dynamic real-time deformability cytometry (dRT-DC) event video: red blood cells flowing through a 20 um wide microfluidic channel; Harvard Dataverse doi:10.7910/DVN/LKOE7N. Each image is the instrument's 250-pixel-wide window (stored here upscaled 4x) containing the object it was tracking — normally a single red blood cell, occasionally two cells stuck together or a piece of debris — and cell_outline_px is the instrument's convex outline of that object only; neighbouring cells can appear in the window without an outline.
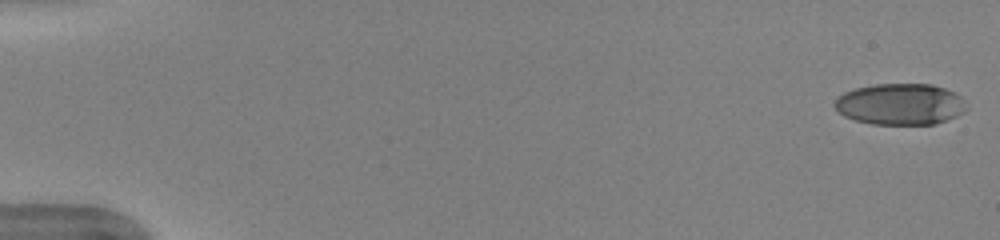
{"species": "human", "species_latin": "Homo sapiens", "temperature_condition": "warm", "stored_images_in_passage": 51, "camera_frame_rate_fps": 3000, "um_per_image_px": 0.085, "donor": {"sex": "female"}, "frame": {"image": 1, "passage_image": 1, "time_ms": 0.0, "image_size_px": [1000, 240], "cell_outline_px": [[968, 108], [964, 112], [956, 116], [936, 124], [872, 124], [856, 120], [844, 116], [832, 104], [844, 92], [856, 88], [876, 84], [932, 84], [944, 88], [960, 96], [964, 100]], "centroid_in_image_um": [76.54, 8.86], "position_along_channel_um": 8.5, "area_um2": 31.67}}
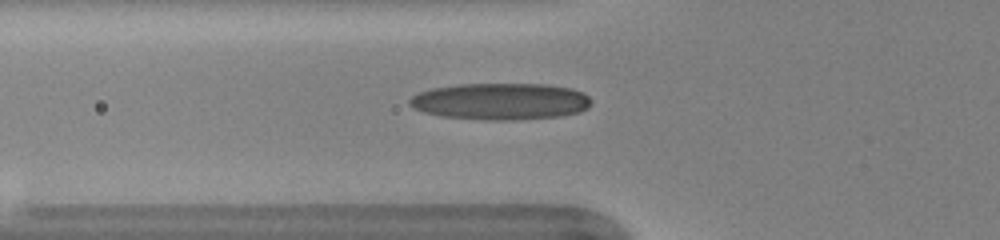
{"frame": {"image": 2, "passage_image": 19, "time_ms": 6.0, "image_size_px": [1000, 240], "cell_outline_px": [[592, 104], [588, 108], [580, 112], [560, 116], [512, 120], [484, 120], [440, 116], [424, 112], [412, 108], [408, 104], [408, 100], [412, 96], [420, 92], [432, 88], [460, 84], [548, 84], [572, 88], [584, 92], [592, 100]], "centroid_in_image_um": [42.57, 8.62], "position_along_channel_um": 83.2, "area_um2": 39.25}}
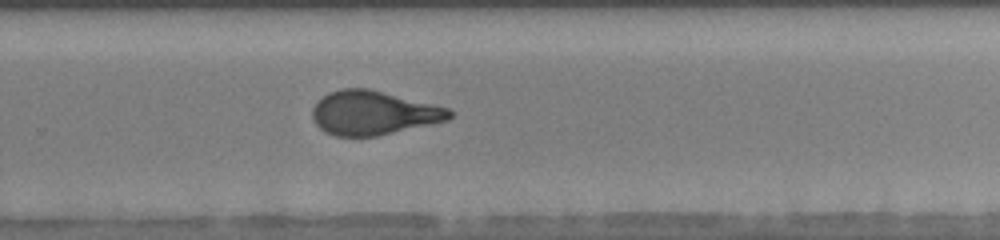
{"frame": {"image": 3, "passage_image": 35, "time_ms": 11.333, "image_size_px": [1000, 240], "cell_outline_px": [[452, 116], [448, 120], [376, 136], [336, 136], [324, 132], [316, 124], [312, 116], [312, 108], [316, 100], [328, 92], [340, 88], [368, 88], [448, 108], [452, 112]], "centroid_in_image_um": [31.67, 9.59], "position_along_channel_um": 298.1, "area_um2": 35.03}, "authors_computed_cell_mechanics": {"area_um2": 35.3158, "velocity_mm_per_s": 4.0197, "shape_relaxation_time_tau1_ms": 7.4776, "shape_relaxation_time_tau2_ms": 1.2936, "deformation_change_tau1": 0.2621, "deformation_change_tau2": 0.0996}}